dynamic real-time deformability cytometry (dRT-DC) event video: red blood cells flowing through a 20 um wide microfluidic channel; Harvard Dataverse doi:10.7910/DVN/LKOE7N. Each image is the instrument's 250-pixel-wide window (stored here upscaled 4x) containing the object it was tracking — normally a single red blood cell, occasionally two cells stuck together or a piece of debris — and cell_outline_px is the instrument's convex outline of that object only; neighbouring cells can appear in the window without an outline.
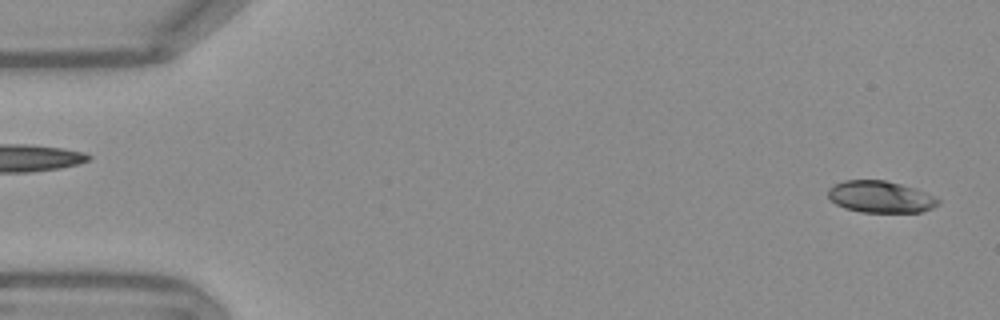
{"species": "Egyptian fruit bat (a non-hibernating species)", "species_latin": "Rousettus aegyptiacus", "temperature_condition": "warm", "stored_images_in_passage": 52, "camera_frame_rate_fps": 3000, "um_per_image_px": 0.085, "frame": {"image": 1, "passage_image": 1, "time_ms": 0.0, "image_size_px": [1000, 320], "cell_outline_px": [[940, 204], [924, 212], [860, 212], [844, 208], [836, 204], [828, 196], [828, 188], [844, 180], [884, 180], [916, 188], [940, 200]], "centroid_in_image_um": [74.84, 16.74], "position_along_channel_um": 10.2, "area_um2": 20.35}}
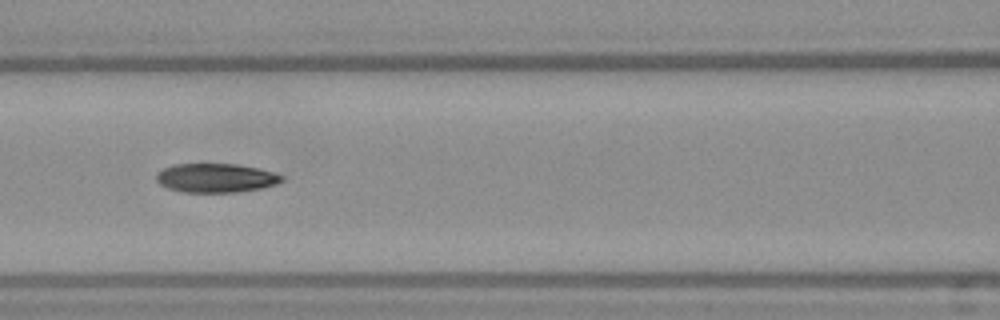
{"frame": {"image": 2, "passage_image": 22, "time_ms": 7.0, "image_size_px": [1000, 320], "cell_outline_px": [[284, 180], [276, 184], [260, 188], [236, 192], [180, 192], [168, 188], [160, 184], [156, 180], [156, 176], [164, 168], [172, 164], [236, 164], [256, 168], [272, 172], [284, 176]], "centroid_in_image_um": [18.34, 15.13], "position_along_channel_um": 148.3, "area_um2": 21.04}}
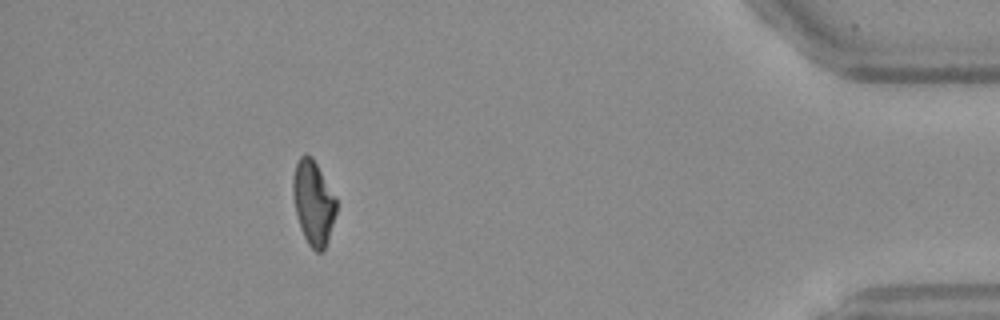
{"frame": {"image": 3, "passage_image": 47, "time_ms": 15.333, "image_size_px": [1000, 320], "cell_outline_px": [[336, 212], [328, 240], [324, 248], [320, 252], [316, 252], [308, 244], [300, 228], [292, 196], [292, 180], [296, 164], [300, 156], [304, 152], [312, 156], [336, 196]], "centroid_in_image_um": [26.62, 17.19], "position_along_channel_um": 408.6, "area_um2": 21.39}, "authors_computed_cell_mechanics": {"area_um2": 21.5305, "velocity_mm_per_s": 3.7978, "shape_relaxation_time_tau1_ms": 9.8324, "shape_relaxation_time_tau2_ms": 2.5518, "deformation_change_tau1": 0.2476, "deformation_change_tau2": 0.0792}}